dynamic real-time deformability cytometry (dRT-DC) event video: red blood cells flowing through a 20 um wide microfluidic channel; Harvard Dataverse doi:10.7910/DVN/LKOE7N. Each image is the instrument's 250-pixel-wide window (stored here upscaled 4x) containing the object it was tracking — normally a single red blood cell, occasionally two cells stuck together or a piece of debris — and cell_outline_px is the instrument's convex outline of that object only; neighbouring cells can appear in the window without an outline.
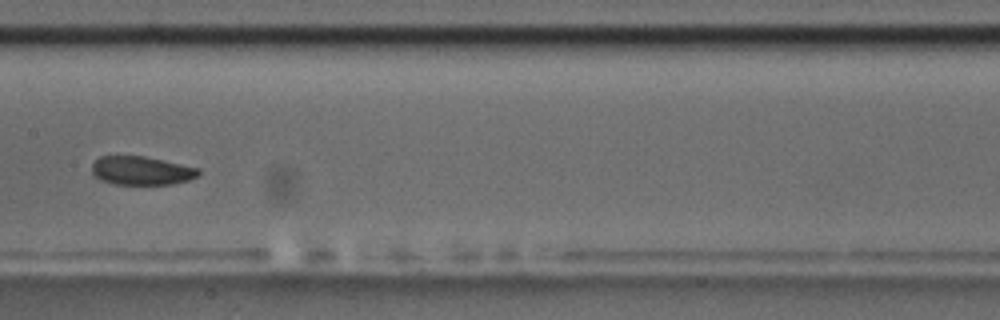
{"species": "common noctule bat (a hibernating species)", "species_latin": "Nyctalus noctula", "temperature_condition": "room temperature", "stored_images_in_passage": 14, "camera_frame_rate_fps": 3000, "um_per_image_px": 0.085, "animal": {"sex": "male", "body_mass_g": 17.5, "forearm_length_mm": 52.3}, "frame": {"image": 1, "passage_image": 7, "time_ms": 7.667, "image_size_px": [1000, 320], "cell_outline_px": [[200, 172], [196, 176], [188, 180], [172, 184], [112, 184], [100, 180], [92, 176], [92, 164], [100, 156], [144, 156], [200, 168]], "centroid_in_image_um": [11.99, 14.51], "position_along_channel_um": 195.4, "area_um2": 17.8}}
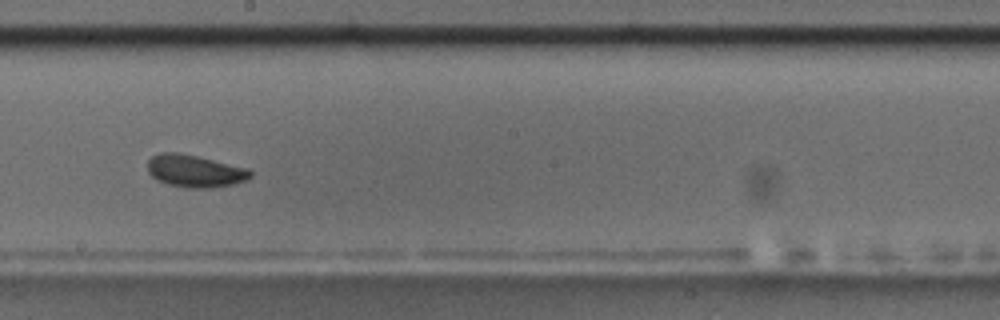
{"frame": {"image": 2, "passage_image": 8, "time_ms": 8.667, "image_size_px": [1000, 320], "cell_outline_px": [[252, 176], [244, 180], [232, 184], [208, 188], [188, 188], [168, 184], [156, 180], [148, 172], [148, 160], [152, 156], [160, 152], [180, 152], [248, 168], [252, 172]], "centroid_in_image_um": [16.53, 14.53], "position_along_channel_um": 231.7, "area_um2": 19.36}, "authors_computed_cell_mechanics": {"area_um2": 19.5075, "velocity_mm_per_s": 3.633, "shape_relaxation_time_tau1_ms": 3.4633, "shape_relaxation_time_tau2_ms": 3.2161, "deformation_change_tau1": 0.1348, "deformation_change_tau2": 0.0869}}